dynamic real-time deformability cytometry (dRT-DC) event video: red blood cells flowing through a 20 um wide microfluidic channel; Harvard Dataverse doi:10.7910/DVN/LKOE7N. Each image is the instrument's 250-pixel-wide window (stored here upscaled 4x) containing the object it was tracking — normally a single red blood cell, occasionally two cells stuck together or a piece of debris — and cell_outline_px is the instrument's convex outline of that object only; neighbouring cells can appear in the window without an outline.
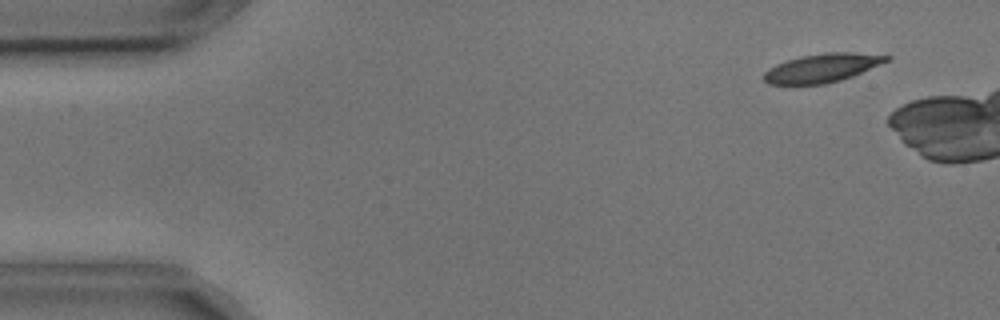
{"species": "common noctule bat (a hibernating species)", "species_latin": "Nyctalus noctula", "temperature_condition": "cold", "stored_images_in_passage": 6, "camera_frame_rate_fps": 3000, "um_per_image_px": 0.085, "animal": {"sex": "male", "body_mass_g": 17.9, "forearm_length_mm": 54.2}, "frame": {"image": 1, "passage_image": 2, "time_ms": 0.333, "image_size_px": [1000, 320], "cell_outline_px": [[892, 56], [888, 60], [880, 64], [852, 76], [840, 80], [824, 84], [768, 84], [764, 80], [764, 72], [768, 68], [776, 64], [800, 56], [828, 52], [852, 52]], "centroid_in_image_um": [69.86, 5.77], "position_along_channel_um": 15.1, "area_um2": 20.23}}